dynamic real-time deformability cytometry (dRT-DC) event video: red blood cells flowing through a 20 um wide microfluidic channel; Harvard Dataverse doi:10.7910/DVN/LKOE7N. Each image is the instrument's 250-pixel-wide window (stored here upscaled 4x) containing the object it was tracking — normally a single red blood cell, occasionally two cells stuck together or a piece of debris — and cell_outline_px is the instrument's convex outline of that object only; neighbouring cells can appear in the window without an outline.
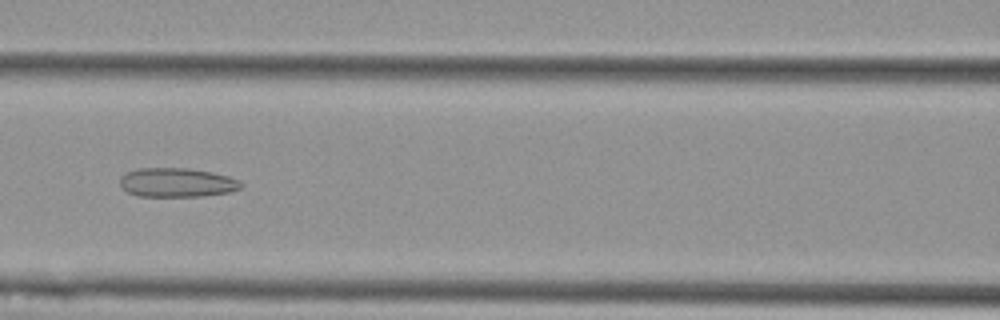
{"species": "Egyptian fruit bat (a non-hibernating species)", "species_latin": "Rousettus aegyptiacus", "temperature_condition": "cold", "stored_images_in_passage": 12, "camera_frame_rate_fps": 3000, "um_per_image_px": 0.085, "animal": {"sex": "female"}, "frame": {"image": 1, "passage_image": 4, "time_ms": 1.0, "image_size_px": [1000, 320], "cell_outline_px": [[244, 184], [240, 188], [232, 192], [200, 196], [140, 196], [128, 192], [120, 184], [120, 176], [124, 172], [140, 168], [188, 168], [212, 172], [228, 176], [240, 180]], "centroid_in_image_um": [15.06, 15.5], "position_along_channel_um": 151.5, "area_um2": 20.63}}
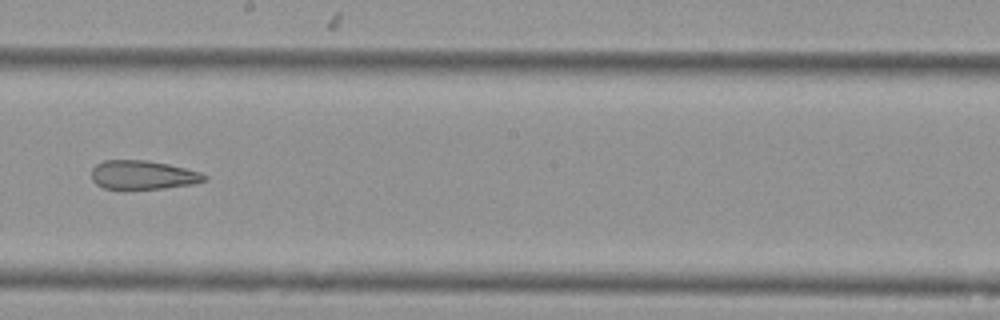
{"frame": {"image": 2, "passage_image": 6, "time_ms": 1.667, "image_size_px": [1000, 320], "cell_outline_px": [[208, 180], [192, 184], [164, 188], [104, 188], [96, 184], [92, 180], [92, 168], [96, 164], [104, 160], [148, 160], [168, 164], [200, 172], [208, 176]], "centroid_in_image_um": [12.15, 14.86], "position_along_channel_um": 236.0, "area_um2": 18.84}}
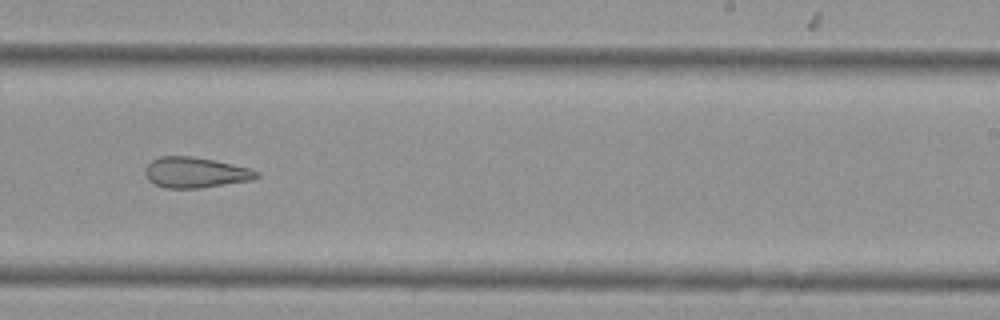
{"frame": {"image": 3, "passage_image": 7, "time_ms": 2.0, "image_size_px": [1000, 320], "cell_outline_px": [[260, 176], [252, 180], [200, 188], [164, 188], [148, 180], [144, 172], [148, 164], [152, 160], [160, 156], [192, 156], [216, 160], [248, 168], [260, 172]], "centroid_in_image_um": [16.61, 14.66], "position_along_channel_um": 272.4, "area_um2": 19.88}}